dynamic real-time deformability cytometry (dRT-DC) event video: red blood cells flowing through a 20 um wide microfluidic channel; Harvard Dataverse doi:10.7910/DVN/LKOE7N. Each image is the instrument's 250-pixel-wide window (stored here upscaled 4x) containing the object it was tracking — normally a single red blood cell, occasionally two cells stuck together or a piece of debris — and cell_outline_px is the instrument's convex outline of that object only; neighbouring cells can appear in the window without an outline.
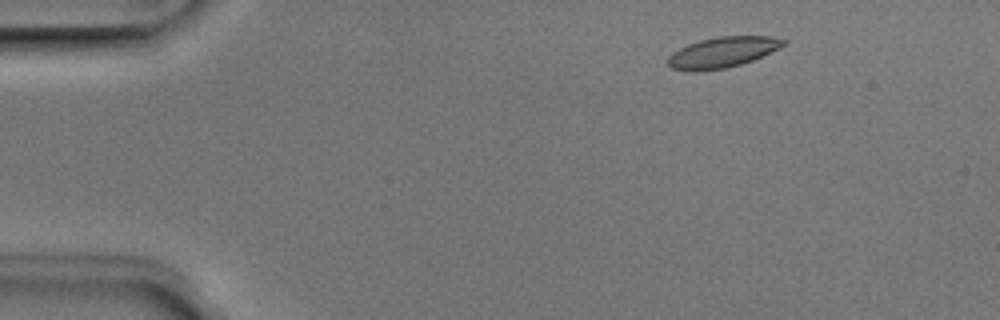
{"species": "Egyptian fruit bat (a non-hibernating species)", "species_latin": "Rousettus aegyptiacus", "temperature_condition": "room temperature", "stored_images_in_passage": 9, "camera_frame_rate_fps": 3000, "um_per_image_px": 0.085, "animal": {"sex": "male"}, "frame": {"image": 1, "passage_image": 5, "time_ms": 1.333, "image_size_px": [1000, 320], "cell_outline_px": [[788, 40], [780, 48], [752, 60], [740, 64], [724, 68], [696, 72], [688, 72], [672, 68], [668, 64], [668, 56], [672, 52], [688, 44], [700, 40], [720, 36], [772, 36]], "centroid_in_image_um": [61.4, 4.45], "position_along_channel_um": 23.6, "area_um2": 20.63}}